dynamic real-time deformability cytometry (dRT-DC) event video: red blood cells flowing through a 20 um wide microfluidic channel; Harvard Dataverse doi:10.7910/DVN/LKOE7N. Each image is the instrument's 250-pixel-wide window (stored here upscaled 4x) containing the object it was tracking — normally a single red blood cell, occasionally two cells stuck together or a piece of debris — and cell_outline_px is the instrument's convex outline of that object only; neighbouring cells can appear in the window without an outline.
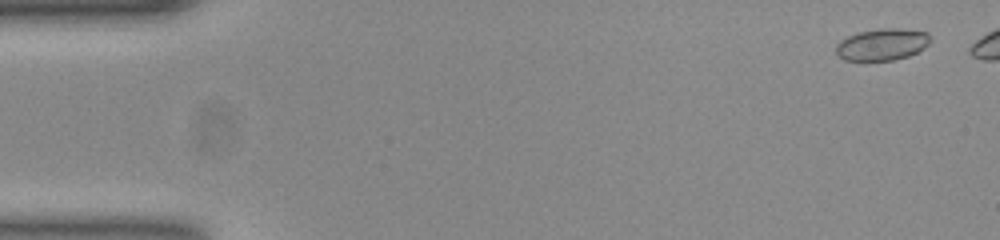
{"species": "common noctule bat (a hibernating species)", "species_latin": "Nyctalus noctula", "temperature_condition": "room temperature", "stored_images_in_passage": 22, "camera_frame_rate_fps": 3000, "um_per_image_px": 0.085, "animal": {"sex": "female", "body_mass_g": 23.0, "forearm_length_mm": 53.4}, "frame": {"image": 1, "passage_image": 1, "time_ms": 0.0, "image_size_px": [1000, 240], "cell_outline_px": [[932, 40], [924, 48], [908, 56], [892, 60], [844, 60], [836, 52], [836, 44], [840, 40], [856, 32], [880, 28], [900, 28], [928, 32]], "centroid_in_image_um": [74.99, 3.76], "position_along_channel_um": 10.0, "area_um2": 17.57}}
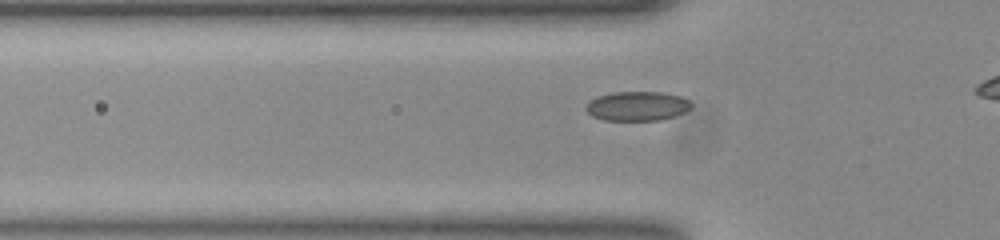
{"frame": {"image": 2, "passage_image": 16, "time_ms": 5.0, "image_size_px": [1000, 240], "cell_outline_px": [[692, 108], [684, 112], [660, 120], [604, 120], [592, 116], [584, 108], [592, 100], [600, 96], [612, 92], [660, 92], [680, 96], [688, 100], [692, 104]], "centroid_in_image_um": [54.18, 9.02], "position_along_channel_um": 71.6, "area_um2": 17.8}}